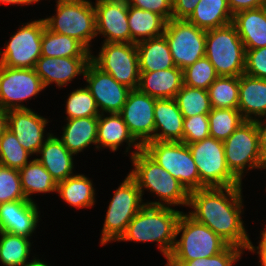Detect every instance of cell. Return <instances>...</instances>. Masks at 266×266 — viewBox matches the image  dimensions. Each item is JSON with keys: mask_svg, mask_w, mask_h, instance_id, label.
I'll return each instance as SVG.
<instances>
[{"mask_svg": "<svg viewBox=\"0 0 266 266\" xmlns=\"http://www.w3.org/2000/svg\"><path fill=\"white\" fill-rule=\"evenodd\" d=\"M234 187H205L189 192L188 214L208 226L229 245L248 249L249 235L242 221V189Z\"/></svg>", "mask_w": 266, "mask_h": 266, "instance_id": "cell-1", "label": "cell"}, {"mask_svg": "<svg viewBox=\"0 0 266 266\" xmlns=\"http://www.w3.org/2000/svg\"><path fill=\"white\" fill-rule=\"evenodd\" d=\"M182 211L167 206L146 205L133 217L118 241L158 242L167 259L176 240V226Z\"/></svg>", "mask_w": 266, "mask_h": 266, "instance_id": "cell-2", "label": "cell"}, {"mask_svg": "<svg viewBox=\"0 0 266 266\" xmlns=\"http://www.w3.org/2000/svg\"><path fill=\"white\" fill-rule=\"evenodd\" d=\"M133 170L128 173L136 182L142 196L144 188L157 194L160 201L147 202L151 206L186 205L189 203V192L169 172L163 169L143 149L131 157Z\"/></svg>", "mask_w": 266, "mask_h": 266, "instance_id": "cell-3", "label": "cell"}, {"mask_svg": "<svg viewBox=\"0 0 266 266\" xmlns=\"http://www.w3.org/2000/svg\"><path fill=\"white\" fill-rule=\"evenodd\" d=\"M174 248L167 261H190L207 258L223 251L229 244L208 226L196 221L189 214H182L176 226Z\"/></svg>", "mask_w": 266, "mask_h": 266, "instance_id": "cell-4", "label": "cell"}, {"mask_svg": "<svg viewBox=\"0 0 266 266\" xmlns=\"http://www.w3.org/2000/svg\"><path fill=\"white\" fill-rule=\"evenodd\" d=\"M205 56L218 76L244 74L246 49L233 23L206 30Z\"/></svg>", "mask_w": 266, "mask_h": 266, "instance_id": "cell-5", "label": "cell"}, {"mask_svg": "<svg viewBox=\"0 0 266 266\" xmlns=\"http://www.w3.org/2000/svg\"><path fill=\"white\" fill-rule=\"evenodd\" d=\"M56 14L45 18L46 27L55 33L77 39L89 51L97 36L95 7L89 0H57Z\"/></svg>", "mask_w": 266, "mask_h": 266, "instance_id": "cell-6", "label": "cell"}, {"mask_svg": "<svg viewBox=\"0 0 266 266\" xmlns=\"http://www.w3.org/2000/svg\"><path fill=\"white\" fill-rule=\"evenodd\" d=\"M142 149L188 192L206 187L200 181L192 153L184 142L149 141Z\"/></svg>", "mask_w": 266, "mask_h": 266, "instance_id": "cell-7", "label": "cell"}, {"mask_svg": "<svg viewBox=\"0 0 266 266\" xmlns=\"http://www.w3.org/2000/svg\"><path fill=\"white\" fill-rule=\"evenodd\" d=\"M113 195L104 220L101 245L118 241L133 217L145 206L142 193L129 174Z\"/></svg>", "mask_w": 266, "mask_h": 266, "instance_id": "cell-8", "label": "cell"}, {"mask_svg": "<svg viewBox=\"0 0 266 266\" xmlns=\"http://www.w3.org/2000/svg\"><path fill=\"white\" fill-rule=\"evenodd\" d=\"M187 145L195 161L200 181L206 187L242 185L227 166L223 141L208 137Z\"/></svg>", "mask_w": 266, "mask_h": 266, "instance_id": "cell-9", "label": "cell"}, {"mask_svg": "<svg viewBox=\"0 0 266 266\" xmlns=\"http://www.w3.org/2000/svg\"><path fill=\"white\" fill-rule=\"evenodd\" d=\"M223 144L227 166L241 182L245 169H265L266 164L263 162L259 150V135L254 120L242 122L223 141Z\"/></svg>", "mask_w": 266, "mask_h": 266, "instance_id": "cell-10", "label": "cell"}, {"mask_svg": "<svg viewBox=\"0 0 266 266\" xmlns=\"http://www.w3.org/2000/svg\"><path fill=\"white\" fill-rule=\"evenodd\" d=\"M91 61L120 84L138 89L140 69L136 43H103L98 56L91 55Z\"/></svg>", "mask_w": 266, "mask_h": 266, "instance_id": "cell-11", "label": "cell"}, {"mask_svg": "<svg viewBox=\"0 0 266 266\" xmlns=\"http://www.w3.org/2000/svg\"><path fill=\"white\" fill-rule=\"evenodd\" d=\"M169 44L173 62L181 70L205 56L206 30L187 20L170 19L163 34Z\"/></svg>", "mask_w": 266, "mask_h": 266, "instance_id": "cell-12", "label": "cell"}, {"mask_svg": "<svg viewBox=\"0 0 266 266\" xmlns=\"http://www.w3.org/2000/svg\"><path fill=\"white\" fill-rule=\"evenodd\" d=\"M44 19L26 23L11 36L4 51L0 50V64L9 68H34L41 57Z\"/></svg>", "mask_w": 266, "mask_h": 266, "instance_id": "cell-13", "label": "cell"}, {"mask_svg": "<svg viewBox=\"0 0 266 266\" xmlns=\"http://www.w3.org/2000/svg\"><path fill=\"white\" fill-rule=\"evenodd\" d=\"M45 87L34 68H9L0 64V107L28 109L24 100L36 96Z\"/></svg>", "mask_w": 266, "mask_h": 266, "instance_id": "cell-14", "label": "cell"}, {"mask_svg": "<svg viewBox=\"0 0 266 266\" xmlns=\"http://www.w3.org/2000/svg\"><path fill=\"white\" fill-rule=\"evenodd\" d=\"M156 99L140 92L138 89L131 90L119 112L130 134L142 147L147 142L153 141Z\"/></svg>", "mask_w": 266, "mask_h": 266, "instance_id": "cell-15", "label": "cell"}, {"mask_svg": "<svg viewBox=\"0 0 266 266\" xmlns=\"http://www.w3.org/2000/svg\"><path fill=\"white\" fill-rule=\"evenodd\" d=\"M86 86L94 97L101 114L119 113L131 91L127 86L117 82L109 73L102 71L92 61L85 70Z\"/></svg>", "mask_w": 266, "mask_h": 266, "instance_id": "cell-16", "label": "cell"}, {"mask_svg": "<svg viewBox=\"0 0 266 266\" xmlns=\"http://www.w3.org/2000/svg\"><path fill=\"white\" fill-rule=\"evenodd\" d=\"M96 33L104 43H131L126 0H97L95 3Z\"/></svg>", "mask_w": 266, "mask_h": 266, "instance_id": "cell-17", "label": "cell"}, {"mask_svg": "<svg viewBox=\"0 0 266 266\" xmlns=\"http://www.w3.org/2000/svg\"><path fill=\"white\" fill-rule=\"evenodd\" d=\"M48 120L28 109H10L7 113V128L18 142L31 154H38L45 142L44 131Z\"/></svg>", "mask_w": 266, "mask_h": 266, "instance_id": "cell-18", "label": "cell"}, {"mask_svg": "<svg viewBox=\"0 0 266 266\" xmlns=\"http://www.w3.org/2000/svg\"><path fill=\"white\" fill-rule=\"evenodd\" d=\"M91 57H45L41 56L34 67L36 74L46 88L53 82L62 87L71 82L77 75L85 74Z\"/></svg>", "mask_w": 266, "mask_h": 266, "instance_id": "cell-19", "label": "cell"}, {"mask_svg": "<svg viewBox=\"0 0 266 266\" xmlns=\"http://www.w3.org/2000/svg\"><path fill=\"white\" fill-rule=\"evenodd\" d=\"M38 206L34 201L18 200L0 204V231L29 238L37 227Z\"/></svg>", "mask_w": 266, "mask_h": 266, "instance_id": "cell-20", "label": "cell"}, {"mask_svg": "<svg viewBox=\"0 0 266 266\" xmlns=\"http://www.w3.org/2000/svg\"><path fill=\"white\" fill-rule=\"evenodd\" d=\"M153 141L182 142L184 117L175 99H156ZM159 131V132H158Z\"/></svg>", "mask_w": 266, "mask_h": 266, "instance_id": "cell-21", "label": "cell"}, {"mask_svg": "<svg viewBox=\"0 0 266 266\" xmlns=\"http://www.w3.org/2000/svg\"><path fill=\"white\" fill-rule=\"evenodd\" d=\"M47 135L38 151L41 157L36 159L51 174L55 182L59 183L73 175V155L75 154L71 153L58 137L52 133Z\"/></svg>", "mask_w": 266, "mask_h": 266, "instance_id": "cell-22", "label": "cell"}, {"mask_svg": "<svg viewBox=\"0 0 266 266\" xmlns=\"http://www.w3.org/2000/svg\"><path fill=\"white\" fill-rule=\"evenodd\" d=\"M238 110L244 120L266 118V80L247 74L239 76ZM254 115L255 117H253Z\"/></svg>", "mask_w": 266, "mask_h": 266, "instance_id": "cell-23", "label": "cell"}, {"mask_svg": "<svg viewBox=\"0 0 266 266\" xmlns=\"http://www.w3.org/2000/svg\"><path fill=\"white\" fill-rule=\"evenodd\" d=\"M183 86V70L172 67L165 70L140 72L138 90L157 99H174Z\"/></svg>", "mask_w": 266, "mask_h": 266, "instance_id": "cell-24", "label": "cell"}, {"mask_svg": "<svg viewBox=\"0 0 266 266\" xmlns=\"http://www.w3.org/2000/svg\"><path fill=\"white\" fill-rule=\"evenodd\" d=\"M232 23L246 50L266 47V6L238 12Z\"/></svg>", "mask_w": 266, "mask_h": 266, "instance_id": "cell-25", "label": "cell"}, {"mask_svg": "<svg viewBox=\"0 0 266 266\" xmlns=\"http://www.w3.org/2000/svg\"><path fill=\"white\" fill-rule=\"evenodd\" d=\"M108 115L110 116L105 117L104 114H100L98 117L97 149L106 147L114 152L118 150L123 142H126L128 143L126 152L131 146L136 149V151L132 152V157L135 152L137 153L142 149V146L130 134L126 123L119 113H109Z\"/></svg>", "mask_w": 266, "mask_h": 266, "instance_id": "cell-26", "label": "cell"}, {"mask_svg": "<svg viewBox=\"0 0 266 266\" xmlns=\"http://www.w3.org/2000/svg\"><path fill=\"white\" fill-rule=\"evenodd\" d=\"M140 72L175 67L169 44L164 35L136 43Z\"/></svg>", "mask_w": 266, "mask_h": 266, "instance_id": "cell-27", "label": "cell"}, {"mask_svg": "<svg viewBox=\"0 0 266 266\" xmlns=\"http://www.w3.org/2000/svg\"><path fill=\"white\" fill-rule=\"evenodd\" d=\"M66 120L67 124L63 127V135L59 139L71 153L77 155L91 143L96 144L97 149L98 117Z\"/></svg>", "mask_w": 266, "mask_h": 266, "instance_id": "cell-28", "label": "cell"}, {"mask_svg": "<svg viewBox=\"0 0 266 266\" xmlns=\"http://www.w3.org/2000/svg\"><path fill=\"white\" fill-rule=\"evenodd\" d=\"M166 20L159 14L128 5L131 43L156 38L165 32Z\"/></svg>", "mask_w": 266, "mask_h": 266, "instance_id": "cell-29", "label": "cell"}, {"mask_svg": "<svg viewBox=\"0 0 266 266\" xmlns=\"http://www.w3.org/2000/svg\"><path fill=\"white\" fill-rule=\"evenodd\" d=\"M187 21L198 28L210 30L232 23L233 14L227 0H200Z\"/></svg>", "mask_w": 266, "mask_h": 266, "instance_id": "cell-30", "label": "cell"}, {"mask_svg": "<svg viewBox=\"0 0 266 266\" xmlns=\"http://www.w3.org/2000/svg\"><path fill=\"white\" fill-rule=\"evenodd\" d=\"M92 53L77 39L44 28L41 56L45 57H91Z\"/></svg>", "mask_w": 266, "mask_h": 266, "instance_id": "cell-31", "label": "cell"}, {"mask_svg": "<svg viewBox=\"0 0 266 266\" xmlns=\"http://www.w3.org/2000/svg\"><path fill=\"white\" fill-rule=\"evenodd\" d=\"M60 197L76 208L91 207L95 204V189L92 181L83 174L72 175L57 183Z\"/></svg>", "mask_w": 266, "mask_h": 266, "instance_id": "cell-32", "label": "cell"}, {"mask_svg": "<svg viewBox=\"0 0 266 266\" xmlns=\"http://www.w3.org/2000/svg\"><path fill=\"white\" fill-rule=\"evenodd\" d=\"M22 191L28 201L35 193L56 192L57 183L45 167L35 158L18 170Z\"/></svg>", "mask_w": 266, "mask_h": 266, "instance_id": "cell-33", "label": "cell"}, {"mask_svg": "<svg viewBox=\"0 0 266 266\" xmlns=\"http://www.w3.org/2000/svg\"><path fill=\"white\" fill-rule=\"evenodd\" d=\"M0 261L4 266H25L31 243L29 238L0 231Z\"/></svg>", "mask_w": 266, "mask_h": 266, "instance_id": "cell-34", "label": "cell"}, {"mask_svg": "<svg viewBox=\"0 0 266 266\" xmlns=\"http://www.w3.org/2000/svg\"><path fill=\"white\" fill-rule=\"evenodd\" d=\"M211 108L238 109L239 77L218 76L208 88Z\"/></svg>", "mask_w": 266, "mask_h": 266, "instance_id": "cell-35", "label": "cell"}, {"mask_svg": "<svg viewBox=\"0 0 266 266\" xmlns=\"http://www.w3.org/2000/svg\"><path fill=\"white\" fill-rule=\"evenodd\" d=\"M174 99L184 118L209 114L212 109L208 90L205 89L193 88L183 84Z\"/></svg>", "mask_w": 266, "mask_h": 266, "instance_id": "cell-36", "label": "cell"}, {"mask_svg": "<svg viewBox=\"0 0 266 266\" xmlns=\"http://www.w3.org/2000/svg\"><path fill=\"white\" fill-rule=\"evenodd\" d=\"M210 137L225 141L245 120L238 109L212 108L208 114Z\"/></svg>", "mask_w": 266, "mask_h": 266, "instance_id": "cell-37", "label": "cell"}, {"mask_svg": "<svg viewBox=\"0 0 266 266\" xmlns=\"http://www.w3.org/2000/svg\"><path fill=\"white\" fill-rule=\"evenodd\" d=\"M32 156L18 142L10 129H6L0 137V165L20 170L28 164V157Z\"/></svg>", "mask_w": 266, "mask_h": 266, "instance_id": "cell-38", "label": "cell"}, {"mask_svg": "<svg viewBox=\"0 0 266 266\" xmlns=\"http://www.w3.org/2000/svg\"><path fill=\"white\" fill-rule=\"evenodd\" d=\"M66 114L68 115L66 119H75L99 117L101 112L90 90L85 86L70 93L66 101Z\"/></svg>", "mask_w": 266, "mask_h": 266, "instance_id": "cell-39", "label": "cell"}, {"mask_svg": "<svg viewBox=\"0 0 266 266\" xmlns=\"http://www.w3.org/2000/svg\"><path fill=\"white\" fill-rule=\"evenodd\" d=\"M217 78L215 68L206 56L183 69V84L189 87L208 90Z\"/></svg>", "mask_w": 266, "mask_h": 266, "instance_id": "cell-40", "label": "cell"}, {"mask_svg": "<svg viewBox=\"0 0 266 266\" xmlns=\"http://www.w3.org/2000/svg\"><path fill=\"white\" fill-rule=\"evenodd\" d=\"M243 249L228 245L223 251L207 258L190 261H167L165 266H233L243 253Z\"/></svg>", "mask_w": 266, "mask_h": 266, "instance_id": "cell-41", "label": "cell"}, {"mask_svg": "<svg viewBox=\"0 0 266 266\" xmlns=\"http://www.w3.org/2000/svg\"><path fill=\"white\" fill-rule=\"evenodd\" d=\"M27 200L22 188L19 171L0 165V204Z\"/></svg>", "mask_w": 266, "mask_h": 266, "instance_id": "cell-42", "label": "cell"}, {"mask_svg": "<svg viewBox=\"0 0 266 266\" xmlns=\"http://www.w3.org/2000/svg\"><path fill=\"white\" fill-rule=\"evenodd\" d=\"M210 137L208 114H199L183 120V141L191 144Z\"/></svg>", "mask_w": 266, "mask_h": 266, "instance_id": "cell-43", "label": "cell"}, {"mask_svg": "<svg viewBox=\"0 0 266 266\" xmlns=\"http://www.w3.org/2000/svg\"><path fill=\"white\" fill-rule=\"evenodd\" d=\"M244 73L266 80V47L246 50Z\"/></svg>", "mask_w": 266, "mask_h": 266, "instance_id": "cell-44", "label": "cell"}, {"mask_svg": "<svg viewBox=\"0 0 266 266\" xmlns=\"http://www.w3.org/2000/svg\"><path fill=\"white\" fill-rule=\"evenodd\" d=\"M129 6L161 15L166 21L172 19V0H126Z\"/></svg>", "mask_w": 266, "mask_h": 266, "instance_id": "cell-45", "label": "cell"}, {"mask_svg": "<svg viewBox=\"0 0 266 266\" xmlns=\"http://www.w3.org/2000/svg\"><path fill=\"white\" fill-rule=\"evenodd\" d=\"M200 0H172V19L187 20Z\"/></svg>", "mask_w": 266, "mask_h": 266, "instance_id": "cell-46", "label": "cell"}, {"mask_svg": "<svg viewBox=\"0 0 266 266\" xmlns=\"http://www.w3.org/2000/svg\"><path fill=\"white\" fill-rule=\"evenodd\" d=\"M227 2L233 15L244 10L266 6V0H227Z\"/></svg>", "mask_w": 266, "mask_h": 266, "instance_id": "cell-47", "label": "cell"}, {"mask_svg": "<svg viewBox=\"0 0 266 266\" xmlns=\"http://www.w3.org/2000/svg\"><path fill=\"white\" fill-rule=\"evenodd\" d=\"M254 122L259 135V150L262 160L266 164V119H263V121L256 119Z\"/></svg>", "mask_w": 266, "mask_h": 266, "instance_id": "cell-48", "label": "cell"}, {"mask_svg": "<svg viewBox=\"0 0 266 266\" xmlns=\"http://www.w3.org/2000/svg\"><path fill=\"white\" fill-rule=\"evenodd\" d=\"M261 236V240L259 242V245L257 247H255L252 242H250L249 247L247 250L251 251V252H255L259 254V259H260V264L261 266H266V227L265 229H263V231L260 233Z\"/></svg>", "mask_w": 266, "mask_h": 266, "instance_id": "cell-49", "label": "cell"}, {"mask_svg": "<svg viewBox=\"0 0 266 266\" xmlns=\"http://www.w3.org/2000/svg\"><path fill=\"white\" fill-rule=\"evenodd\" d=\"M7 113H8V110L0 107V137L2 136L4 131L7 129Z\"/></svg>", "mask_w": 266, "mask_h": 266, "instance_id": "cell-50", "label": "cell"}, {"mask_svg": "<svg viewBox=\"0 0 266 266\" xmlns=\"http://www.w3.org/2000/svg\"><path fill=\"white\" fill-rule=\"evenodd\" d=\"M40 0H0V3L2 4H19L20 6L22 5H30L32 3H37Z\"/></svg>", "mask_w": 266, "mask_h": 266, "instance_id": "cell-51", "label": "cell"}, {"mask_svg": "<svg viewBox=\"0 0 266 266\" xmlns=\"http://www.w3.org/2000/svg\"><path fill=\"white\" fill-rule=\"evenodd\" d=\"M25 266H49L46 263L40 261V259H33L31 262H28Z\"/></svg>", "mask_w": 266, "mask_h": 266, "instance_id": "cell-52", "label": "cell"}]
</instances>
